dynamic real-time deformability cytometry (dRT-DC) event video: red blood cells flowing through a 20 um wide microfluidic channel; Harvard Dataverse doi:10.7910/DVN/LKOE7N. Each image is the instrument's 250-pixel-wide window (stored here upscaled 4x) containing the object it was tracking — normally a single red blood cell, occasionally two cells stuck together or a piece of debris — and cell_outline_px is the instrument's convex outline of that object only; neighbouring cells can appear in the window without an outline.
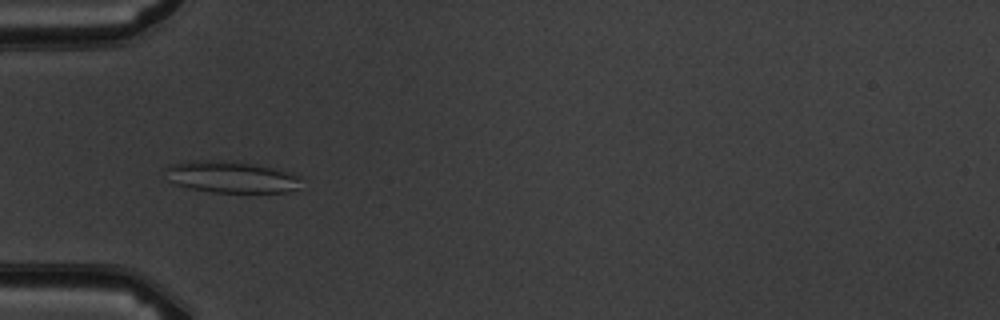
{"species": "common noctule bat (a hibernating species)", "species_latin": "Nyctalus noctula", "temperature_condition": "warm", "stored_images_in_passage": 4, "camera_frame_rate_fps": 3000, "um_per_image_px": 0.085, "animal": {"sex": "male", "body_mass_g": 19.5, "forearm_length_mm": 54.6}, "frame": {"image": 1, "passage_image": 2, "time_ms": 1.0, "image_size_px": [1000, 320], "cell_outline_px": [[296, 188], [288, 192], [212, 192], [192, 188], [176, 184], [168, 180], [164, 168], [176, 164], [192, 160], [220, 160], [252, 164], [292, 172], [296, 176]], "centroid_in_image_um": [19.58, 15.04], "position_along_channel_um": 65.4, "area_um2": 24.39}}
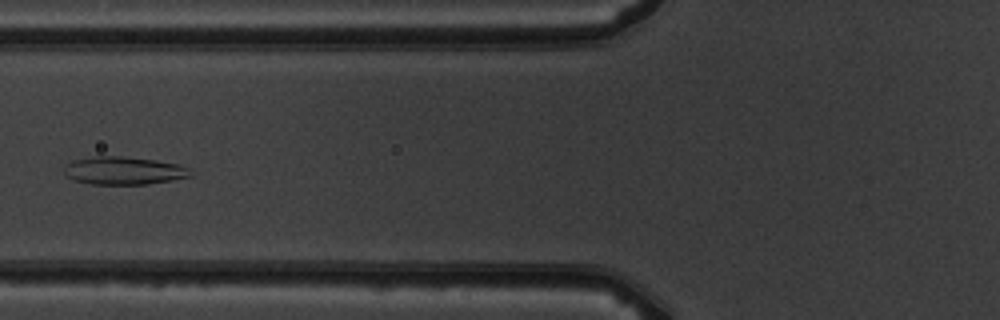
{"frame": {"image": 2, "passage_image": 3, "time_ms": 2.333, "image_size_px": [1000, 320], "cell_outline_px": [[192, 176], [172, 180], [148, 184], [92, 184], [76, 180], [68, 176], [64, 172], [64, 164], [76, 160], [96, 156], [120, 156], [156, 160], [180, 164], [188, 168]], "centroid_in_image_um": [10.54, 14.5], "position_along_channel_um": 115.3, "area_um2": 20.4}}